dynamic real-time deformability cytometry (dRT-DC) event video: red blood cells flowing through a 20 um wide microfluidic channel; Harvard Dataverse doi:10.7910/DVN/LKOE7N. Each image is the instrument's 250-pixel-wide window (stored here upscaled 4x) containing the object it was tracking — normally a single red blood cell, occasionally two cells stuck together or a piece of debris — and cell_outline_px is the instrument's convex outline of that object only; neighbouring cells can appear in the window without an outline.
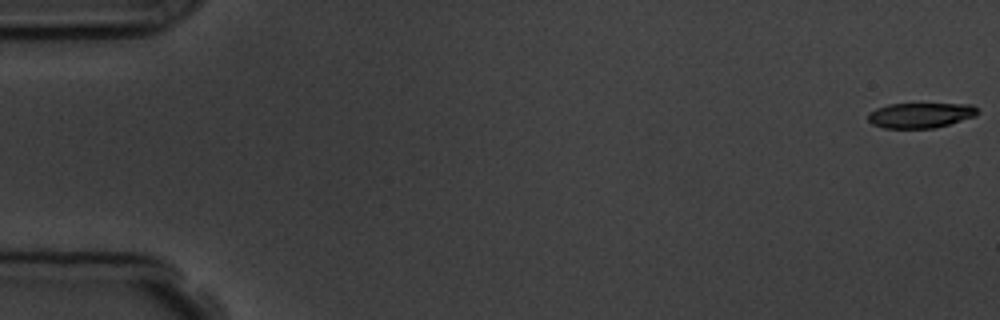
{"species": "common noctule bat (a hibernating species)", "species_latin": "Nyctalus noctula", "temperature_condition": "room temperature", "stored_images_in_passage": 9, "camera_frame_rate_fps": 3000, "um_per_image_px": 0.085, "animal": {"sex": "male", "body_mass_g": 19.5, "forearm_length_mm": 54.6}, "frame": {"image": 1, "passage_image": 1, "time_ms": 0.0, "image_size_px": [1000, 320], "cell_outline_px": [[980, 112], [976, 116], [948, 124], [932, 128], [884, 128], [872, 124], [868, 120], [868, 112], [876, 108], [888, 104], [972, 104]], "centroid_in_image_um": [78.22, 9.79], "position_along_channel_um": 6.8, "area_um2": 16.07}}
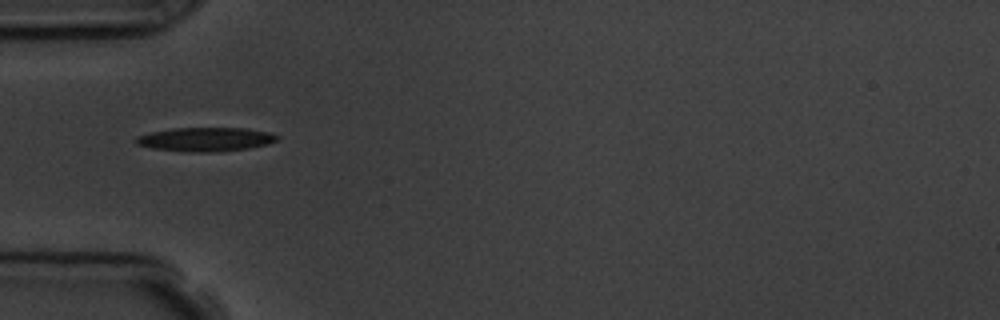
{"frame": {"image": 2, "passage_image": 6, "time_ms": 5.667, "image_size_px": [1000, 320], "cell_outline_px": [[280, 140], [268, 144], [248, 148], [220, 152], [188, 152], [152, 148], [136, 144], [136, 136], [152, 132], [172, 128], [248, 128], [268, 132], [280, 136]], "centroid_in_image_um": [17.52, 11.85], "position_along_channel_um": 67.5, "area_um2": 19.83}}
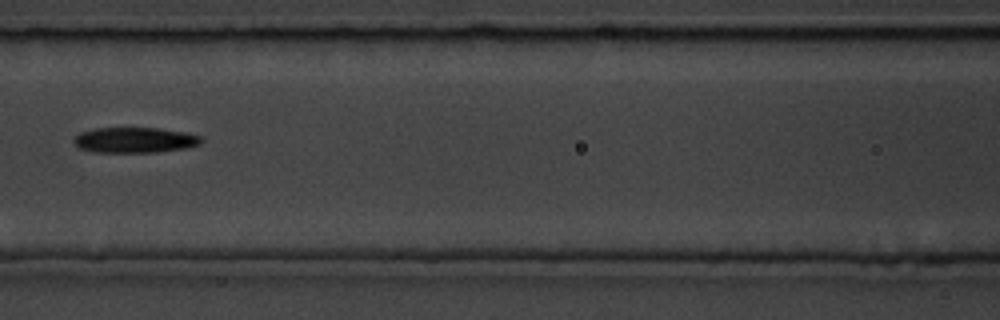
{"frame": {"image": 3, "passage_image": 8, "time_ms": 8.0, "image_size_px": [1000, 320], "cell_outline_px": [[204, 140], [200, 144], [188, 148], [156, 152], [96, 152], [80, 148], [72, 140], [80, 132], [96, 128], [156, 128], [184, 132], [200, 136]], "centroid_in_image_um": [11.48, 11.9], "position_along_channel_um": 155.1, "area_um2": 18.84}}